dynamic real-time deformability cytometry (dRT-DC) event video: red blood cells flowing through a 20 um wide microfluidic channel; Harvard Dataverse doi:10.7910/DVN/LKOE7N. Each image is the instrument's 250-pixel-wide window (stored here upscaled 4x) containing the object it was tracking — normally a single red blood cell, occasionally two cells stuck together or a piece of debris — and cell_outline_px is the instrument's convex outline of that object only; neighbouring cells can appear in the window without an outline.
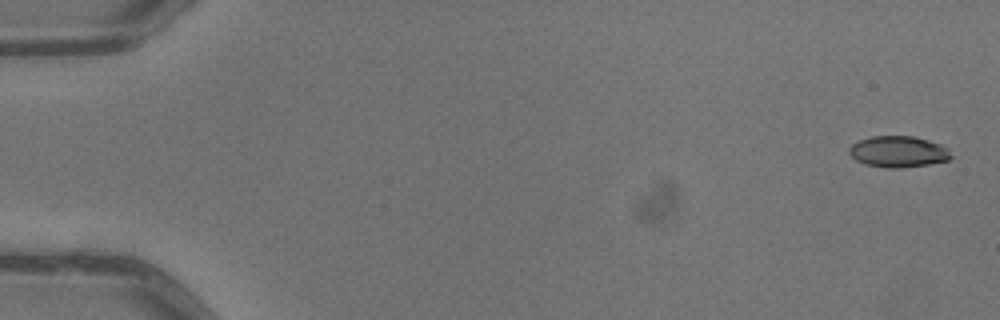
{"species": "common noctule bat (a hibernating species)", "species_latin": "Nyctalus noctula", "temperature_condition": "warm", "stored_images_in_passage": 6, "camera_frame_rate_fps": 3000, "um_per_image_px": 0.085, "animal": {"sex": "male", "body_mass_g": 13.3}, "frame": {"image": 1, "passage_image": 1, "time_ms": 0.0, "image_size_px": [1000, 320], "cell_outline_px": [[952, 156], [948, 160], [928, 164], [900, 168], [888, 168], [864, 164], [856, 160], [848, 152], [848, 148], [852, 144], [860, 140], [872, 136], [912, 136], [928, 140], [940, 144], [948, 148]], "centroid_in_image_um": [76.34, 12.89], "position_along_channel_um": 8.7, "area_um2": 18.5}}
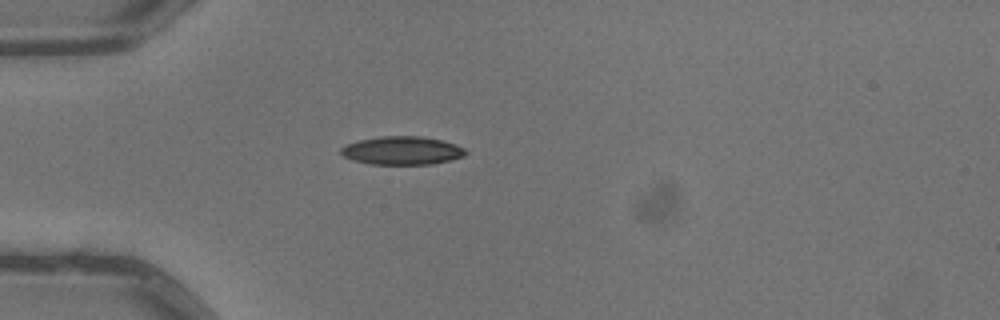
{"frame": {"image": 2, "passage_image": 5, "time_ms": 1.333, "image_size_px": [1000, 320], "cell_outline_px": [[468, 152], [464, 156], [452, 160], [432, 164], [368, 164], [352, 160], [344, 156], [340, 152], [340, 148], [348, 144], [360, 140], [380, 136], [420, 136], [440, 140], [456, 144], [464, 148]], "centroid_in_image_um": [34.19, 12.8], "position_along_channel_um": 50.8, "area_um2": 20.58}}